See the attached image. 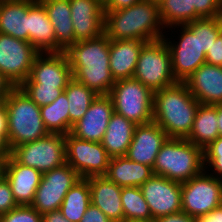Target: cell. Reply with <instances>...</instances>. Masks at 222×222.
Here are the masks:
<instances>
[{"mask_svg": "<svg viewBox=\"0 0 222 222\" xmlns=\"http://www.w3.org/2000/svg\"><path fill=\"white\" fill-rule=\"evenodd\" d=\"M110 39L105 33L78 41L64 53L72 69L73 79L98 95H109L115 83L110 72Z\"/></svg>", "mask_w": 222, "mask_h": 222, "instance_id": "cell-1", "label": "cell"}, {"mask_svg": "<svg viewBox=\"0 0 222 222\" xmlns=\"http://www.w3.org/2000/svg\"><path fill=\"white\" fill-rule=\"evenodd\" d=\"M104 13V33L111 40L152 42L162 39L166 33L158 5L148 0H141L133 6Z\"/></svg>", "mask_w": 222, "mask_h": 222, "instance_id": "cell-2", "label": "cell"}, {"mask_svg": "<svg viewBox=\"0 0 222 222\" xmlns=\"http://www.w3.org/2000/svg\"><path fill=\"white\" fill-rule=\"evenodd\" d=\"M199 104L184 82H176L154 92L153 121L168 137L186 138Z\"/></svg>", "mask_w": 222, "mask_h": 222, "instance_id": "cell-3", "label": "cell"}, {"mask_svg": "<svg viewBox=\"0 0 222 222\" xmlns=\"http://www.w3.org/2000/svg\"><path fill=\"white\" fill-rule=\"evenodd\" d=\"M152 169L155 175L184 183L205 169L203 150L186 138L168 137Z\"/></svg>", "mask_w": 222, "mask_h": 222, "instance_id": "cell-4", "label": "cell"}, {"mask_svg": "<svg viewBox=\"0 0 222 222\" xmlns=\"http://www.w3.org/2000/svg\"><path fill=\"white\" fill-rule=\"evenodd\" d=\"M8 117L10 148L38 140L49 134L36 105L20 87H14L4 100Z\"/></svg>", "mask_w": 222, "mask_h": 222, "instance_id": "cell-5", "label": "cell"}, {"mask_svg": "<svg viewBox=\"0 0 222 222\" xmlns=\"http://www.w3.org/2000/svg\"><path fill=\"white\" fill-rule=\"evenodd\" d=\"M176 27V33L179 36L175 38L176 40L179 38L177 41L173 40L172 36L169 38L167 36L169 35L167 32L172 31V28L175 30ZM168 29L163 39L171 53L172 72L177 82H184L202 64L206 63V54L201 50L200 19Z\"/></svg>", "mask_w": 222, "mask_h": 222, "instance_id": "cell-6", "label": "cell"}, {"mask_svg": "<svg viewBox=\"0 0 222 222\" xmlns=\"http://www.w3.org/2000/svg\"><path fill=\"white\" fill-rule=\"evenodd\" d=\"M132 78L153 92L177 82L172 72L171 53L163 38L142 47Z\"/></svg>", "mask_w": 222, "mask_h": 222, "instance_id": "cell-7", "label": "cell"}, {"mask_svg": "<svg viewBox=\"0 0 222 222\" xmlns=\"http://www.w3.org/2000/svg\"><path fill=\"white\" fill-rule=\"evenodd\" d=\"M114 112L136 125L153 121L154 92L134 78L115 81L109 94Z\"/></svg>", "mask_w": 222, "mask_h": 222, "instance_id": "cell-8", "label": "cell"}, {"mask_svg": "<svg viewBox=\"0 0 222 222\" xmlns=\"http://www.w3.org/2000/svg\"><path fill=\"white\" fill-rule=\"evenodd\" d=\"M65 135L49 133L38 140L11 149V157L40 173L49 172L66 163Z\"/></svg>", "mask_w": 222, "mask_h": 222, "instance_id": "cell-9", "label": "cell"}, {"mask_svg": "<svg viewBox=\"0 0 222 222\" xmlns=\"http://www.w3.org/2000/svg\"><path fill=\"white\" fill-rule=\"evenodd\" d=\"M222 205V180L205 169L190 180L181 183L182 211L198 218Z\"/></svg>", "mask_w": 222, "mask_h": 222, "instance_id": "cell-10", "label": "cell"}, {"mask_svg": "<svg viewBox=\"0 0 222 222\" xmlns=\"http://www.w3.org/2000/svg\"><path fill=\"white\" fill-rule=\"evenodd\" d=\"M66 163L81 178L104 176L111 157L101 142L81 140L68 133L65 135Z\"/></svg>", "mask_w": 222, "mask_h": 222, "instance_id": "cell-11", "label": "cell"}, {"mask_svg": "<svg viewBox=\"0 0 222 222\" xmlns=\"http://www.w3.org/2000/svg\"><path fill=\"white\" fill-rule=\"evenodd\" d=\"M39 54L30 42L0 33V73L14 87H19L29 77Z\"/></svg>", "mask_w": 222, "mask_h": 222, "instance_id": "cell-12", "label": "cell"}, {"mask_svg": "<svg viewBox=\"0 0 222 222\" xmlns=\"http://www.w3.org/2000/svg\"><path fill=\"white\" fill-rule=\"evenodd\" d=\"M81 179L67 163L43 173L31 206L40 214L60 209L66 193Z\"/></svg>", "mask_w": 222, "mask_h": 222, "instance_id": "cell-13", "label": "cell"}, {"mask_svg": "<svg viewBox=\"0 0 222 222\" xmlns=\"http://www.w3.org/2000/svg\"><path fill=\"white\" fill-rule=\"evenodd\" d=\"M140 189L149 206L152 219L182 211L181 183L153 174Z\"/></svg>", "mask_w": 222, "mask_h": 222, "instance_id": "cell-14", "label": "cell"}, {"mask_svg": "<svg viewBox=\"0 0 222 222\" xmlns=\"http://www.w3.org/2000/svg\"><path fill=\"white\" fill-rule=\"evenodd\" d=\"M72 79V69L64 52L40 53L32 64L29 77L22 84L66 88Z\"/></svg>", "mask_w": 222, "mask_h": 222, "instance_id": "cell-15", "label": "cell"}, {"mask_svg": "<svg viewBox=\"0 0 222 222\" xmlns=\"http://www.w3.org/2000/svg\"><path fill=\"white\" fill-rule=\"evenodd\" d=\"M114 113L109 95H98L85 115L71 128L70 134L81 140L101 142Z\"/></svg>", "mask_w": 222, "mask_h": 222, "instance_id": "cell-16", "label": "cell"}, {"mask_svg": "<svg viewBox=\"0 0 222 222\" xmlns=\"http://www.w3.org/2000/svg\"><path fill=\"white\" fill-rule=\"evenodd\" d=\"M75 41L89 40L104 33L105 13L99 0H69Z\"/></svg>", "mask_w": 222, "mask_h": 222, "instance_id": "cell-17", "label": "cell"}, {"mask_svg": "<svg viewBox=\"0 0 222 222\" xmlns=\"http://www.w3.org/2000/svg\"><path fill=\"white\" fill-rule=\"evenodd\" d=\"M167 138V134L154 121L136 125L125 156L129 160L153 168L156 156Z\"/></svg>", "mask_w": 222, "mask_h": 222, "instance_id": "cell-18", "label": "cell"}, {"mask_svg": "<svg viewBox=\"0 0 222 222\" xmlns=\"http://www.w3.org/2000/svg\"><path fill=\"white\" fill-rule=\"evenodd\" d=\"M184 83L200 104H222V67L204 63Z\"/></svg>", "mask_w": 222, "mask_h": 222, "instance_id": "cell-19", "label": "cell"}, {"mask_svg": "<svg viewBox=\"0 0 222 222\" xmlns=\"http://www.w3.org/2000/svg\"><path fill=\"white\" fill-rule=\"evenodd\" d=\"M3 175L9 182L18 205H31L41 182L42 173L17 163L11 156L4 161Z\"/></svg>", "mask_w": 222, "mask_h": 222, "instance_id": "cell-20", "label": "cell"}, {"mask_svg": "<svg viewBox=\"0 0 222 222\" xmlns=\"http://www.w3.org/2000/svg\"><path fill=\"white\" fill-rule=\"evenodd\" d=\"M87 179L91 204L98 207L112 222H123L122 187L109 181L105 176H92Z\"/></svg>", "mask_w": 222, "mask_h": 222, "instance_id": "cell-21", "label": "cell"}, {"mask_svg": "<svg viewBox=\"0 0 222 222\" xmlns=\"http://www.w3.org/2000/svg\"><path fill=\"white\" fill-rule=\"evenodd\" d=\"M38 0H0V33L29 42L28 10Z\"/></svg>", "mask_w": 222, "mask_h": 222, "instance_id": "cell-22", "label": "cell"}, {"mask_svg": "<svg viewBox=\"0 0 222 222\" xmlns=\"http://www.w3.org/2000/svg\"><path fill=\"white\" fill-rule=\"evenodd\" d=\"M147 42L141 40L110 39V72L115 81L133 77L142 47Z\"/></svg>", "mask_w": 222, "mask_h": 222, "instance_id": "cell-23", "label": "cell"}, {"mask_svg": "<svg viewBox=\"0 0 222 222\" xmlns=\"http://www.w3.org/2000/svg\"><path fill=\"white\" fill-rule=\"evenodd\" d=\"M29 42L39 53H58V42L44 6L37 1L28 10Z\"/></svg>", "mask_w": 222, "mask_h": 222, "instance_id": "cell-24", "label": "cell"}, {"mask_svg": "<svg viewBox=\"0 0 222 222\" xmlns=\"http://www.w3.org/2000/svg\"><path fill=\"white\" fill-rule=\"evenodd\" d=\"M46 9L51 21L55 38L58 42V53L65 52L76 43L71 21L69 0H38Z\"/></svg>", "mask_w": 222, "mask_h": 222, "instance_id": "cell-25", "label": "cell"}, {"mask_svg": "<svg viewBox=\"0 0 222 222\" xmlns=\"http://www.w3.org/2000/svg\"><path fill=\"white\" fill-rule=\"evenodd\" d=\"M152 175V167L129 160L126 156H121L110 159L104 176L121 187H140Z\"/></svg>", "mask_w": 222, "mask_h": 222, "instance_id": "cell-26", "label": "cell"}, {"mask_svg": "<svg viewBox=\"0 0 222 222\" xmlns=\"http://www.w3.org/2000/svg\"><path fill=\"white\" fill-rule=\"evenodd\" d=\"M135 127L136 124L124 116L116 112L112 114L101 141L111 158L126 155L133 139Z\"/></svg>", "mask_w": 222, "mask_h": 222, "instance_id": "cell-27", "label": "cell"}, {"mask_svg": "<svg viewBox=\"0 0 222 222\" xmlns=\"http://www.w3.org/2000/svg\"><path fill=\"white\" fill-rule=\"evenodd\" d=\"M216 105L199 104L192 129L186 139L202 150L219 137Z\"/></svg>", "mask_w": 222, "mask_h": 222, "instance_id": "cell-28", "label": "cell"}, {"mask_svg": "<svg viewBox=\"0 0 222 222\" xmlns=\"http://www.w3.org/2000/svg\"><path fill=\"white\" fill-rule=\"evenodd\" d=\"M90 204L89 180L81 178L66 193L59 210L70 222H80Z\"/></svg>", "mask_w": 222, "mask_h": 222, "instance_id": "cell-29", "label": "cell"}, {"mask_svg": "<svg viewBox=\"0 0 222 222\" xmlns=\"http://www.w3.org/2000/svg\"><path fill=\"white\" fill-rule=\"evenodd\" d=\"M69 101V133L72 126L79 121L87 112L92 102L97 98L98 94L72 79L64 90Z\"/></svg>", "mask_w": 222, "mask_h": 222, "instance_id": "cell-30", "label": "cell"}, {"mask_svg": "<svg viewBox=\"0 0 222 222\" xmlns=\"http://www.w3.org/2000/svg\"><path fill=\"white\" fill-rule=\"evenodd\" d=\"M40 113L49 133H69V101L64 91L53 103L41 106Z\"/></svg>", "mask_w": 222, "mask_h": 222, "instance_id": "cell-31", "label": "cell"}, {"mask_svg": "<svg viewBox=\"0 0 222 222\" xmlns=\"http://www.w3.org/2000/svg\"><path fill=\"white\" fill-rule=\"evenodd\" d=\"M121 201L124 221L152 219V214L140 187H122Z\"/></svg>", "mask_w": 222, "mask_h": 222, "instance_id": "cell-32", "label": "cell"}, {"mask_svg": "<svg viewBox=\"0 0 222 222\" xmlns=\"http://www.w3.org/2000/svg\"><path fill=\"white\" fill-rule=\"evenodd\" d=\"M158 7L165 29L187 24L186 0H163Z\"/></svg>", "mask_w": 222, "mask_h": 222, "instance_id": "cell-33", "label": "cell"}, {"mask_svg": "<svg viewBox=\"0 0 222 222\" xmlns=\"http://www.w3.org/2000/svg\"><path fill=\"white\" fill-rule=\"evenodd\" d=\"M187 24L200 19L222 16L221 0H186Z\"/></svg>", "mask_w": 222, "mask_h": 222, "instance_id": "cell-34", "label": "cell"}, {"mask_svg": "<svg viewBox=\"0 0 222 222\" xmlns=\"http://www.w3.org/2000/svg\"><path fill=\"white\" fill-rule=\"evenodd\" d=\"M19 87L39 107L53 103L65 90V88L42 86V84H21Z\"/></svg>", "mask_w": 222, "mask_h": 222, "instance_id": "cell-35", "label": "cell"}, {"mask_svg": "<svg viewBox=\"0 0 222 222\" xmlns=\"http://www.w3.org/2000/svg\"><path fill=\"white\" fill-rule=\"evenodd\" d=\"M204 168L212 176L222 180V137H218L203 150ZM212 171V172H210Z\"/></svg>", "mask_w": 222, "mask_h": 222, "instance_id": "cell-36", "label": "cell"}, {"mask_svg": "<svg viewBox=\"0 0 222 222\" xmlns=\"http://www.w3.org/2000/svg\"><path fill=\"white\" fill-rule=\"evenodd\" d=\"M222 32V16L200 18L201 50L206 54L218 35Z\"/></svg>", "mask_w": 222, "mask_h": 222, "instance_id": "cell-37", "label": "cell"}, {"mask_svg": "<svg viewBox=\"0 0 222 222\" xmlns=\"http://www.w3.org/2000/svg\"><path fill=\"white\" fill-rule=\"evenodd\" d=\"M0 222H42V214L31 205H19L0 215Z\"/></svg>", "mask_w": 222, "mask_h": 222, "instance_id": "cell-38", "label": "cell"}, {"mask_svg": "<svg viewBox=\"0 0 222 222\" xmlns=\"http://www.w3.org/2000/svg\"><path fill=\"white\" fill-rule=\"evenodd\" d=\"M19 206L13 196L11 186L4 175L0 176V215Z\"/></svg>", "mask_w": 222, "mask_h": 222, "instance_id": "cell-39", "label": "cell"}, {"mask_svg": "<svg viewBox=\"0 0 222 222\" xmlns=\"http://www.w3.org/2000/svg\"><path fill=\"white\" fill-rule=\"evenodd\" d=\"M206 63L222 67V32L207 51Z\"/></svg>", "mask_w": 222, "mask_h": 222, "instance_id": "cell-40", "label": "cell"}, {"mask_svg": "<svg viewBox=\"0 0 222 222\" xmlns=\"http://www.w3.org/2000/svg\"><path fill=\"white\" fill-rule=\"evenodd\" d=\"M80 222H112L98 207L90 204Z\"/></svg>", "mask_w": 222, "mask_h": 222, "instance_id": "cell-41", "label": "cell"}, {"mask_svg": "<svg viewBox=\"0 0 222 222\" xmlns=\"http://www.w3.org/2000/svg\"><path fill=\"white\" fill-rule=\"evenodd\" d=\"M156 222H196V218L191 217L183 211L161 216L155 220Z\"/></svg>", "mask_w": 222, "mask_h": 222, "instance_id": "cell-42", "label": "cell"}, {"mask_svg": "<svg viewBox=\"0 0 222 222\" xmlns=\"http://www.w3.org/2000/svg\"><path fill=\"white\" fill-rule=\"evenodd\" d=\"M141 0H106L103 4L104 11H115L130 7L140 2Z\"/></svg>", "mask_w": 222, "mask_h": 222, "instance_id": "cell-43", "label": "cell"}, {"mask_svg": "<svg viewBox=\"0 0 222 222\" xmlns=\"http://www.w3.org/2000/svg\"><path fill=\"white\" fill-rule=\"evenodd\" d=\"M11 156V148L8 143V132H0V159L4 161Z\"/></svg>", "mask_w": 222, "mask_h": 222, "instance_id": "cell-44", "label": "cell"}, {"mask_svg": "<svg viewBox=\"0 0 222 222\" xmlns=\"http://www.w3.org/2000/svg\"><path fill=\"white\" fill-rule=\"evenodd\" d=\"M196 222H222V205L213 209L207 215L196 218Z\"/></svg>", "mask_w": 222, "mask_h": 222, "instance_id": "cell-45", "label": "cell"}, {"mask_svg": "<svg viewBox=\"0 0 222 222\" xmlns=\"http://www.w3.org/2000/svg\"><path fill=\"white\" fill-rule=\"evenodd\" d=\"M13 88V84L2 73H0V103L4 102Z\"/></svg>", "mask_w": 222, "mask_h": 222, "instance_id": "cell-46", "label": "cell"}, {"mask_svg": "<svg viewBox=\"0 0 222 222\" xmlns=\"http://www.w3.org/2000/svg\"><path fill=\"white\" fill-rule=\"evenodd\" d=\"M42 222H70L66 217H64L61 211L54 210L52 212H47L42 214Z\"/></svg>", "mask_w": 222, "mask_h": 222, "instance_id": "cell-47", "label": "cell"}, {"mask_svg": "<svg viewBox=\"0 0 222 222\" xmlns=\"http://www.w3.org/2000/svg\"><path fill=\"white\" fill-rule=\"evenodd\" d=\"M0 132H8V117L5 103H0Z\"/></svg>", "mask_w": 222, "mask_h": 222, "instance_id": "cell-48", "label": "cell"}, {"mask_svg": "<svg viewBox=\"0 0 222 222\" xmlns=\"http://www.w3.org/2000/svg\"><path fill=\"white\" fill-rule=\"evenodd\" d=\"M219 136L222 137V104H216Z\"/></svg>", "mask_w": 222, "mask_h": 222, "instance_id": "cell-49", "label": "cell"}, {"mask_svg": "<svg viewBox=\"0 0 222 222\" xmlns=\"http://www.w3.org/2000/svg\"><path fill=\"white\" fill-rule=\"evenodd\" d=\"M123 222H156L154 219H149V220H127V221H123Z\"/></svg>", "mask_w": 222, "mask_h": 222, "instance_id": "cell-50", "label": "cell"}, {"mask_svg": "<svg viewBox=\"0 0 222 222\" xmlns=\"http://www.w3.org/2000/svg\"><path fill=\"white\" fill-rule=\"evenodd\" d=\"M3 165H4V160L0 159V176L3 175Z\"/></svg>", "mask_w": 222, "mask_h": 222, "instance_id": "cell-51", "label": "cell"}, {"mask_svg": "<svg viewBox=\"0 0 222 222\" xmlns=\"http://www.w3.org/2000/svg\"><path fill=\"white\" fill-rule=\"evenodd\" d=\"M148 1H151L152 3L156 4V5H160V3L163 1V0H148Z\"/></svg>", "mask_w": 222, "mask_h": 222, "instance_id": "cell-52", "label": "cell"}, {"mask_svg": "<svg viewBox=\"0 0 222 222\" xmlns=\"http://www.w3.org/2000/svg\"><path fill=\"white\" fill-rule=\"evenodd\" d=\"M101 3H103L104 4V2L106 1V0H99Z\"/></svg>", "mask_w": 222, "mask_h": 222, "instance_id": "cell-53", "label": "cell"}]
</instances>
